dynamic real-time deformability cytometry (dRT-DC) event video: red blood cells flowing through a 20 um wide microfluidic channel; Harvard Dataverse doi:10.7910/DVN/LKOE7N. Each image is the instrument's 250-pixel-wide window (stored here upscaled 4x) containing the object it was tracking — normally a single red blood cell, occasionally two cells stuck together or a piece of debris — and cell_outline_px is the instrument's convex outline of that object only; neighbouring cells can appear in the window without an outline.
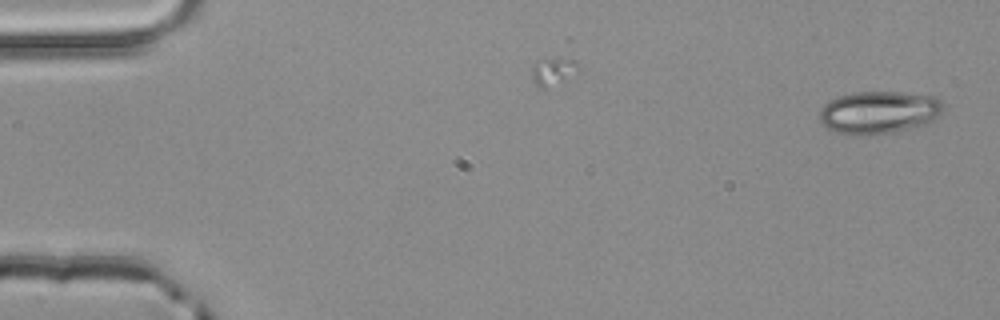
{"species": "common noctule bat (a hibernating species)", "species_latin": "Nyctalus noctula", "temperature_condition": "room temperature", "stored_images_in_passage": 2, "camera_frame_rate_fps": 3000, "um_per_image_px": 0.085, "animal": {"sex": "male", "body_mass_g": 20.4}, "frame": {"image": 1, "passage_image": 2, "time_ms": 0.333, "image_size_px": [1000, 320], "cell_outline_px": [[944, 108], [932, 120], [916, 128], [892, 132], [860, 136], [856, 136], [836, 132], [828, 128], [820, 120], [820, 108], [824, 104], [836, 96], [856, 92], [900, 92], [936, 96], [944, 104]], "centroid_in_image_um": [74.7, 9.55], "position_along_channel_um": 10.3, "area_um2": 30.92}}